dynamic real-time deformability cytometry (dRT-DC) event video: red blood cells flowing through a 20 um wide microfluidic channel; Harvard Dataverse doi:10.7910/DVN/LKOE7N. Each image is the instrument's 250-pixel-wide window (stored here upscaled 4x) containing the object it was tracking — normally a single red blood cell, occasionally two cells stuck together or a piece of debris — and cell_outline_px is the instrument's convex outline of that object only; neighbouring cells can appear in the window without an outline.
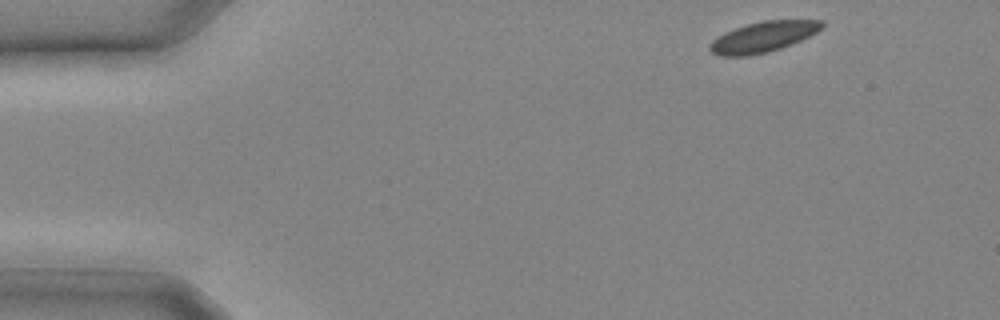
{"species": "common noctule bat (a hibernating species)", "species_latin": "Nyctalus noctula", "temperature_condition": "cold", "stored_images_in_passage": 6, "camera_frame_rate_fps": 3000, "um_per_image_px": 0.085, "animal": {"sex": "male", "body_mass_g": 20.4}, "frame": {"image": 1, "passage_image": 1, "time_ms": 0.0, "image_size_px": [1000, 320], "cell_outline_px": [[824, 24], [816, 32], [792, 44], [768, 52], [748, 56], [720, 56], [712, 52], [708, 48], [708, 44], [712, 40], [724, 32], [748, 24], [764, 20], [824, 20]], "centroid_in_image_um": [64.83, 3.14], "position_along_channel_um": 20.2, "area_um2": 19.83}}
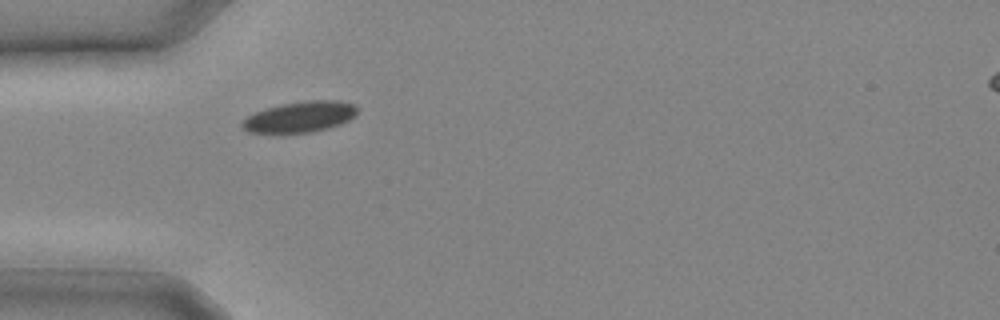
{"frame": {"image": 2, "passage_image": 6, "time_ms": 1.667, "image_size_px": [1000, 320], "cell_outline_px": [[356, 116], [340, 124], [328, 128], [312, 132], [248, 132], [240, 128], [240, 124], [248, 116], [256, 112], [280, 104], [312, 100], [340, 100], [356, 104]], "centroid_in_image_um": [25.52, 9.92], "position_along_channel_um": 59.5, "area_um2": 20.52}}